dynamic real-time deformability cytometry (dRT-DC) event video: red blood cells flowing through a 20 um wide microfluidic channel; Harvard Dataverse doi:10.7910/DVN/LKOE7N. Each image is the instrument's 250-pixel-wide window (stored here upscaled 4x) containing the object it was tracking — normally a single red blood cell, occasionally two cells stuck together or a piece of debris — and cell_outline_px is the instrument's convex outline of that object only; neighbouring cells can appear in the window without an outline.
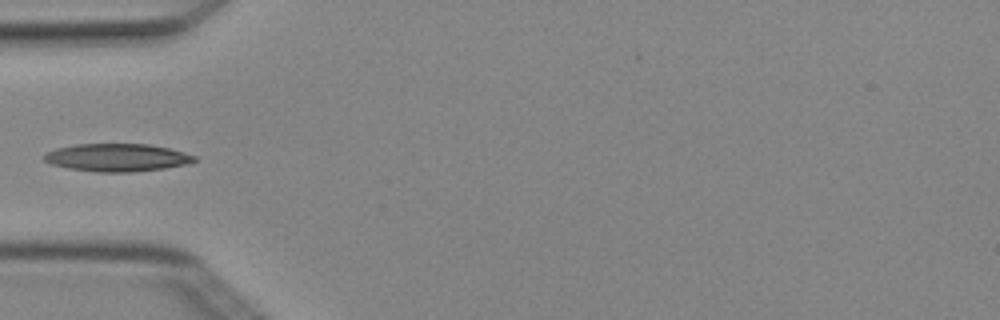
{"species": "Egyptian fruit bat (a non-hibernating species)", "species_latin": "Rousettus aegyptiacus", "temperature_condition": "cold", "stored_images_in_passage": 5, "camera_frame_rate_fps": 3000, "um_per_image_px": 0.085, "animal": {"sex": "female"}, "frame": {"image": 1, "passage_image": 5, "time_ms": 1.333, "image_size_px": [1000, 320], "cell_outline_px": [[196, 160], [188, 164], [164, 168], [132, 172], [96, 172], [68, 168], [52, 164], [44, 160], [44, 152], [56, 148], [76, 144], [148, 144], [168, 148], [184, 152], [196, 156]], "centroid_in_image_um": [9.94, 13.39], "position_along_channel_um": 75.1, "area_um2": 24.33}}